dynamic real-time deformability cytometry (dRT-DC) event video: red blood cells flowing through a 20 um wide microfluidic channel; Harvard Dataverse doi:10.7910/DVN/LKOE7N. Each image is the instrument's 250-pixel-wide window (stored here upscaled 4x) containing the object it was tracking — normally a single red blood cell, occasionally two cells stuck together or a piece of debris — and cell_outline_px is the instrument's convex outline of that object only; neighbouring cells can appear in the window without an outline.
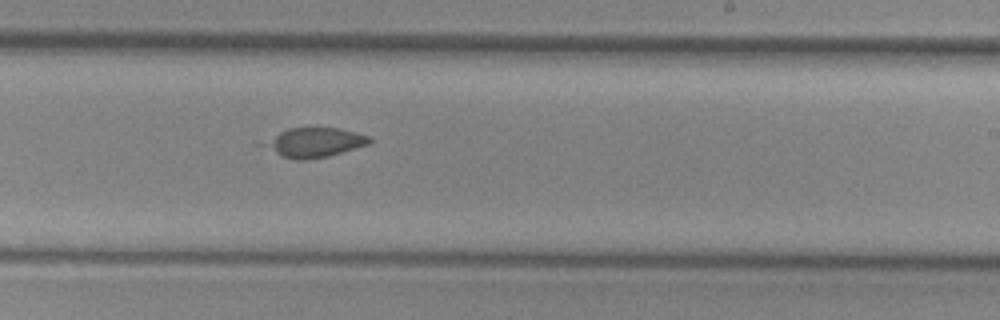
{"species": "common noctule bat (a hibernating species)", "species_latin": "Nyctalus noctula", "temperature_condition": "cold", "stored_images_in_passage": 13, "camera_frame_rate_fps": 3000, "um_per_image_px": 0.085, "animal": {"sex": "female", "body_mass_g": 29.2, "forearm_length_mm": 56.3}, "frame": {"image": 1, "passage_image": 13, "time_ms": 14.0, "image_size_px": [1000, 320], "cell_outline_px": [[372, 140], [368, 144], [328, 156], [308, 160], [296, 160], [280, 156], [252, 144], [256, 140], [288, 128], [316, 124], [320, 124], [340, 128], [368, 136]], "centroid_in_image_um": [26.48, 12.06], "position_along_channel_um": 262.5, "area_um2": 19.71}}